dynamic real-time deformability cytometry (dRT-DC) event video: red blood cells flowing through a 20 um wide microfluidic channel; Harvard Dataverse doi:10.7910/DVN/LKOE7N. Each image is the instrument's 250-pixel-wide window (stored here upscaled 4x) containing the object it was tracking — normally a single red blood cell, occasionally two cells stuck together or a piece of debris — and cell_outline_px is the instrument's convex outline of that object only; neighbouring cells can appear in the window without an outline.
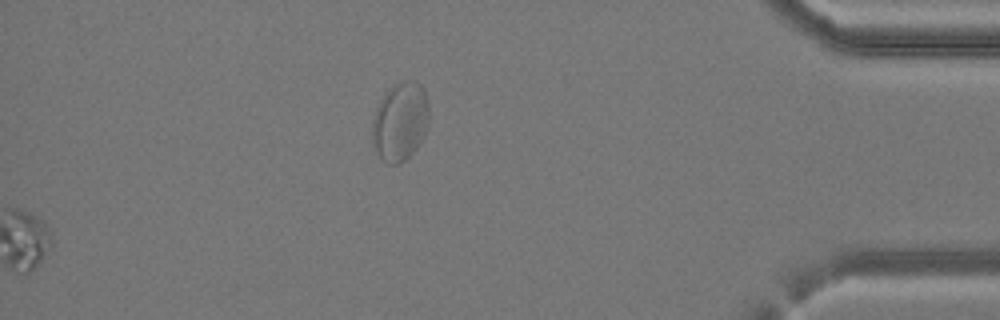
{"species": "common noctule bat (a hibernating species)", "species_latin": "Nyctalus noctula", "temperature_condition": "cold", "stored_images_in_passage": 36, "segment_of_instrument_passage": [2, 2], "camera_frame_rate_fps": 3000, "um_per_image_px": 0.085, "animal": {"sex": "female", "body_mass_g": 24.6, "forearm_length_mm": 56.2}, "frame": {"image": 1, "passage_image": 36, "time_ms": 11.667, "image_size_px": [1000, 320], "cell_outline_px": [[428, 128], [416, 148], [400, 164], [388, 164], [372, 148], [372, 120], [376, 108], [384, 92], [388, 88], [404, 80], [420, 84], [424, 88], [428, 100]], "centroid_in_image_um": [33.99, 10.33], "position_along_channel_um": 401.2, "area_um2": 26.18}}